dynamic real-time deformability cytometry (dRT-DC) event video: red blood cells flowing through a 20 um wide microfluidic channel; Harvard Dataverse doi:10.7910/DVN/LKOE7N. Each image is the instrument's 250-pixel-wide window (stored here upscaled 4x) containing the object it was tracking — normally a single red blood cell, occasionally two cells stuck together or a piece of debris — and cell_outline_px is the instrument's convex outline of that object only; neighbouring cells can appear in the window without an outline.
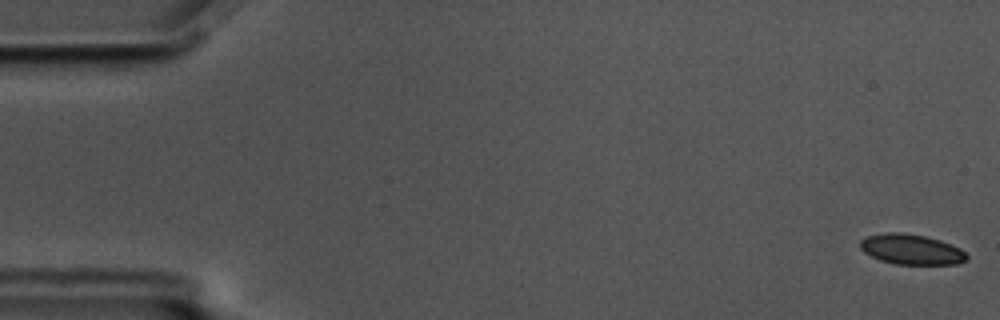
{"species": "common noctule bat (a hibernating species)", "species_latin": "Nyctalus noctula", "temperature_condition": "cold", "stored_images_in_passage": 59, "camera_frame_rate_fps": 3000, "um_per_image_px": 0.085, "animal": {"sex": "male", "body_mass_g": 17.5, "forearm_length_mm": 52.3}, "frame": {"image": 1, "passage_image": 1, "time_ms": 0.0, "image_size_px": [1000, 320], "cell_outline_px": [[968, 260], [956, 264], [896, 264], [880, 260], [864, 252], [860, 248], [860, 240], [868, 236], [888, 232], [900, 232], [924, 236], [940, 240], [960, 248], [968, 256]], "centroid_in_image_um": [77.47, 21.2], "position_along_channel_um": 7.5, "area_um2": 18.67}}
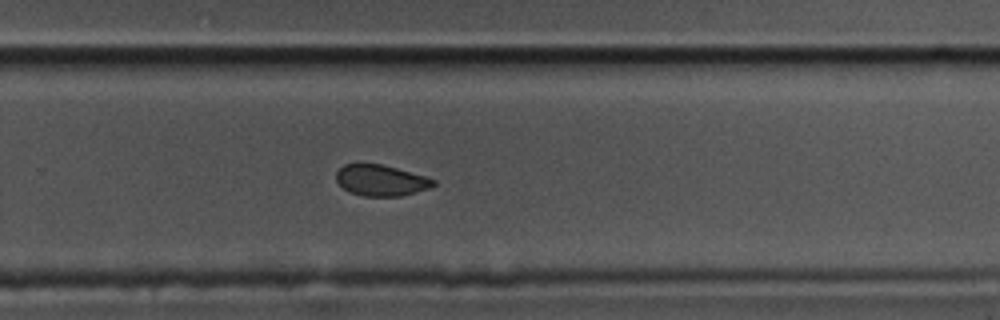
{"frame": {"image": 2, "passage_image": 38, "time_ms": 12.333, "image_size_px": [1000, 320], "cell_outline_px": [[436, 184], [428, 188], [400, 196], [364, 196], [348, 192], [336, 180], [336, 172], [344, 164], [380, 164], [396, 168], [424, 176], [436, 180]], "centroid_in_image_um": [32.35, 15.33], "position_along_channel_um": 297.4, "area_um2": 17.34}}
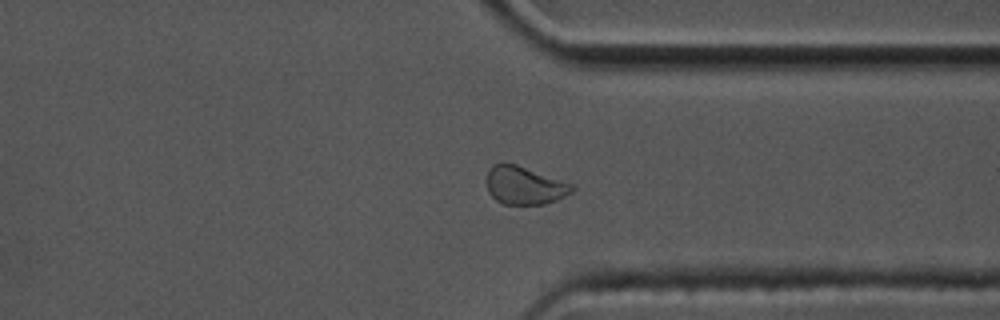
{"frame": {"image": 3, "passage_image": 44, "time_ms": 14.333, "image_size_px": [1000, 320], "cell_outline_px": [[576, 188], [572, 192], [556, 200], [544, 204], [504, 204], [496, 200], [488, 192], [488, 168], [492, 164], [504, 160], [516, 164], [572, 184]], "centroid_in_image_um": [44.55, 15.73], "position_along_channel_um": 366.8, "area_um2": 18.96}, "authors_computed_cell_mechanics": {"area_um2": 19.652, "velocity_mm_per_s": 3.4759, "shape_relaxation_time_tau1_ms": 5.1476, "shape_relaxation_time_tau2_ms": 1.2513, "deformation_change_tau1": 0.0741, "deformation_change_tau2": 0.0445}}